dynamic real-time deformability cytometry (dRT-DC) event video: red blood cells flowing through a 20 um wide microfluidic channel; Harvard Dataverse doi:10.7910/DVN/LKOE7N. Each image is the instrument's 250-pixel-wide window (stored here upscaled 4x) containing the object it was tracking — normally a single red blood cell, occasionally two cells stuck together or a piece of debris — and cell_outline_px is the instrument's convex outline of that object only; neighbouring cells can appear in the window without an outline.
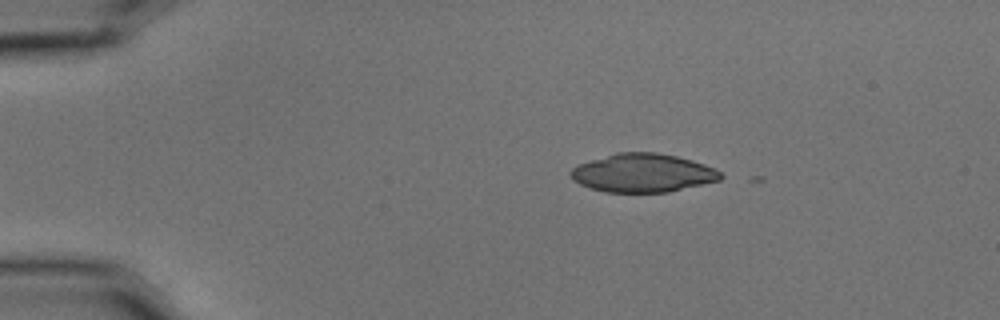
{"species": "common noctule bat (a hibernating species)", "species_latin": "Nyctalus noctula", "temperature_condition": "cold", "stored_images_in_passage": 3, "camera_frame_rate_fps": 3000, "um_per_image_px": 0.085, "animal": {"sex": "male", "body_mass_g": 15.6}, "frame": {"image": 1, "passage_image": 1, "time_ms": 0.0, "image_size_px": [1000, 320], "cell_outline_px": [[724, 176], [720, 180], [668, 192], [604, 192], [580, 184], [572, 180], [568, 172], [572, 168], [580, 164], [616, 152], [656, 152], [676, 156], [692, 160], [716, 168]], "centroid_in_image_um": [54.64, 14.7], "position_along_channel_um": 30.4, "area_um2": 33.58}}